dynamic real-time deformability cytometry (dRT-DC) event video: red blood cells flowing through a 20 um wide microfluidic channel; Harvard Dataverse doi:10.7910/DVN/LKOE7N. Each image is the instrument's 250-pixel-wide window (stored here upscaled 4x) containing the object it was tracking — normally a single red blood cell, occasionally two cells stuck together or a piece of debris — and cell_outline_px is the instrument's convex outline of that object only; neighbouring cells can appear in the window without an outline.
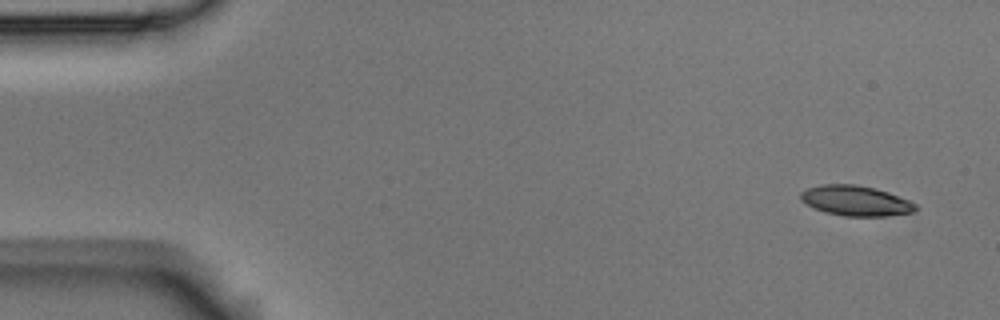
{"species": "Egyptian fruit bat (a non-hibernating species)", "species_latin": "Rousettus aegyptiacus", "temperature_condition": "room temperature", "stored_images_in_passage": 4, "camera_frame_rate_fps": 3000, "um_per_image_px": 0.085, "animal": {"sex": "male"}, "frame": {"image": 1, "passage_image": 1, "time_ms": 0.0, "image_size_px": [1000, 320], "cell_outline_px": [[916, 208], [912, 212], [888, 216], [844, 216], [824, 212], [800, 200], [800, 192], [808, 188], [820, 184], [856, 184], [876, 188], [888, 192], [908, 200], [916, 204]], "centroid_in_image_um": [72.72, 17.05], "position_along_channel_um": 12.3, "area_um2": 20.17}}
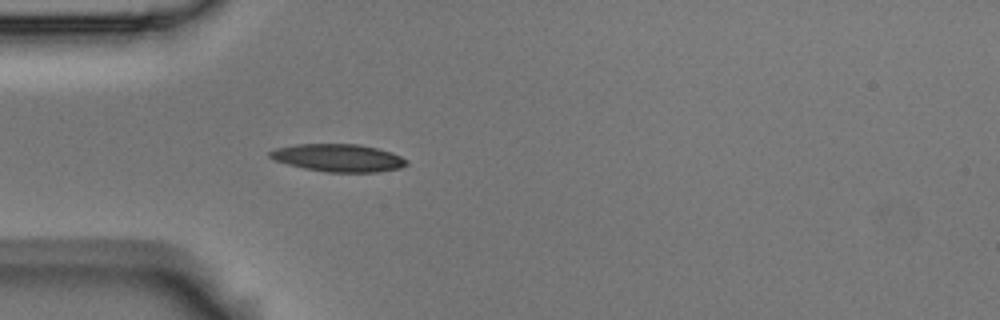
{"frame": {"image": 2, "passage_image": 4, "time_ms": 1.0, "image_size_px": [1000, 320], "cell_outline_px": [[408, 164], [400, 168], [380, 172], [324, 172], [304, 168], [288, 164], [276, 160], [268, 156], [268, 152], [276, 148], [296, 144], [356, 144], [376, 148], [392, 152], [408, 160]], "centroid_in_image_um": [28.77, 13.42], "position_along_channel_um": 56.2, "area_um2": 22.02}}